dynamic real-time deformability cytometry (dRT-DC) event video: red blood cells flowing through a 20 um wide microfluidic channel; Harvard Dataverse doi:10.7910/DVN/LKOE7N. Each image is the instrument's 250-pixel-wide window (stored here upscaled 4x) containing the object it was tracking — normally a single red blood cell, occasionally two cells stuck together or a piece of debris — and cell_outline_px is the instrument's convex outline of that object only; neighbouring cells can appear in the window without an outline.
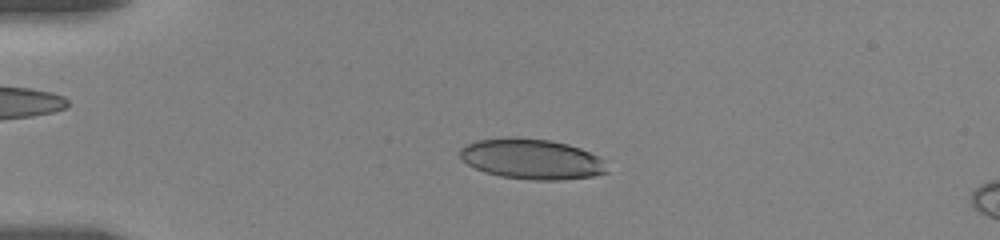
{"species": "human", "species_latin": "Homo sapiens", "temperature_condition": "room temperature", "stored_images_in_passage": 16, "camera_frame_rate_fps": 3000, "um_per_image_px": 0.085, "donor": {"sex": "female"}, "frame": {"image": 1, "passage_image": 6, "time_ms": 4.0, "image_size_px": [1000, 240], "cell_outline_px": [[608, 172], [592, 176], [560, 180], [536, 180], [500, 176], [484, 172], [468, 164], [460, 156], [460, 148], [476, 140], [512, 136], [516, 136], [552, 140], [568, 144], [580, 148], [604, 160]], "centroid_in_image_um": [45.19, 13.5], "position_along_channel_um": 39.8, "area_um2": 34.62}}
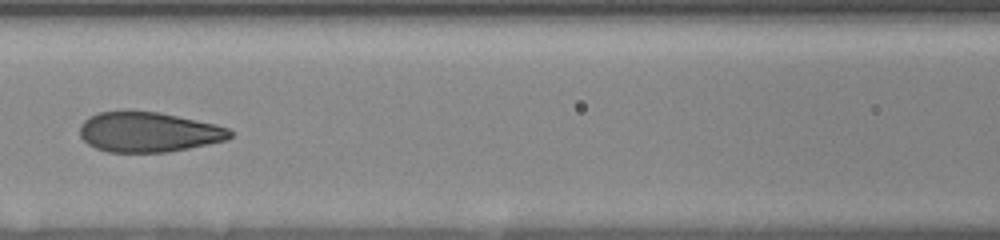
{"frame": {"image": 2, "passage_image": 12, "time_ms": 8.333, "image_size_px": [1000, 240], "cell_outline_px": [[232, 136], [228, 140], [168, 152], [108, 152], [96, 148], [88, 144], [80, 136], [80, 124], [88, 116], [100, 112], [156, 112], [216, 124], [228, 128], [232, 132]], "centroid_in_image_um": [12.62, 11.24], "position_along_channel_um": 154.0, "area_um2": 34.74}}
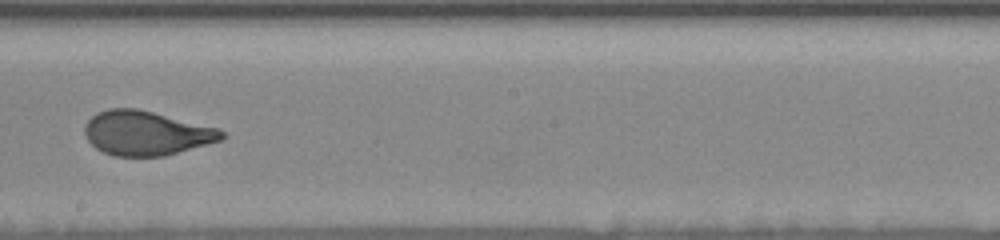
{"frame": {"image": 3, "passage_image": 15, "time_ms": 10.667, "image_size_px": [1000, 240], "cell_outline_px": [[224, 136], [220, 140], [164, 156], [112, 156], [96, 148], [88, 140], [84, 132], [84, 124], [96, 112], [108, 108], [136, 108], [220, 128], [224, 132]], "centroid_in_image_um": [12.39, 11.3], "position_along_channel_um": 235.8, "area_um2": 35.32}}